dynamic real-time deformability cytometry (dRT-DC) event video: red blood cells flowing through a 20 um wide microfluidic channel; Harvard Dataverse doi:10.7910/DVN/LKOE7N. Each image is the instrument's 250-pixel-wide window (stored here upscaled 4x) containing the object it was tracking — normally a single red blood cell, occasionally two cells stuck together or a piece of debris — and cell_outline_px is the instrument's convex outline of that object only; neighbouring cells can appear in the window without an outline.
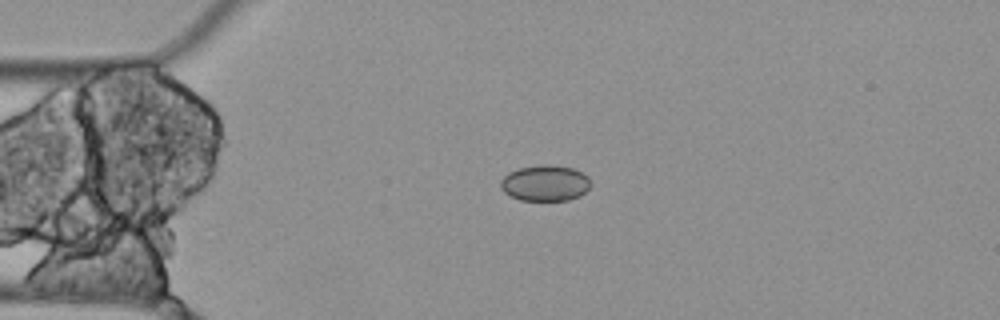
{"species": "Egyptian fruit bat (a non-hibernating species)", "species_latin": "Rousettus aegyptiacus", "temperature_condition": "cold", "stored_images_in_passage": 5, "camera_frame_rate_fps": 3000, "um_per_image_px": 0.085, "animal": {"sex": "female"}, "frame": {"image": 1, "passage_image": 5, "time_ms": 1.333, "image_size_px": [1000, 320], "cell_outline_px": [[588, 188], [580, 196], [568, 200], [520, 200], [504, 192], [500, 188], [500, 180], [508, 172], [520, 168], [540, 164], [548, 164], [572, 168], [588, 176]], "centroid_in_image_um": [46.29, 15.56], "position_along_channel_um": 38.7, "area_um2": 18.73}}